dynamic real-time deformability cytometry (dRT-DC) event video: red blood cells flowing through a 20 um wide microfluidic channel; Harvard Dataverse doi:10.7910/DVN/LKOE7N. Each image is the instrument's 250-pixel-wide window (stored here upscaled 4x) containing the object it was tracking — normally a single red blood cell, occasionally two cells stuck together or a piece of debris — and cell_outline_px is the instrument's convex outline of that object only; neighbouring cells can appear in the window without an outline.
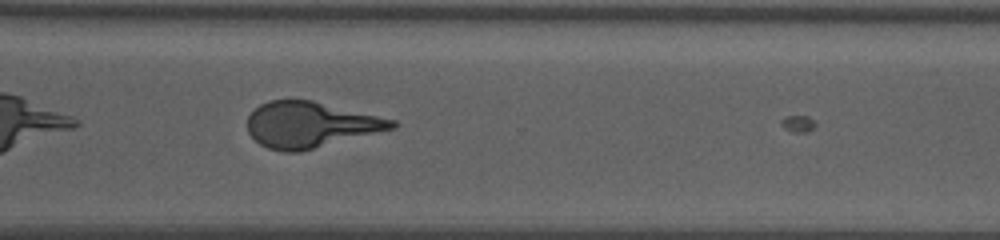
{"species": "human", "species_latin": "Homo sapiens", "temperature_condition": "warm", "stored_images_in_passage": 35, "camera_frame_rate_fps": 3000, "um_per_image_px": 0.085, "donor": {"sex": "female"}, "frame": {"image": 1, "passage_image": 30, "time_ms": 9.667, "image_size_px": [1000, 240], "cell_outline_px": [[396, 128], [300, 152], [284, 152], [268, 148], [260, 144], [248, 132], [248, 116], [260, 104], [268, 100], [312, 100], [396, 120]], "centroid_in_image_um": [26.38, 10.6], "position_along_channel_um": 344.2, "area_um2": 38.44}}